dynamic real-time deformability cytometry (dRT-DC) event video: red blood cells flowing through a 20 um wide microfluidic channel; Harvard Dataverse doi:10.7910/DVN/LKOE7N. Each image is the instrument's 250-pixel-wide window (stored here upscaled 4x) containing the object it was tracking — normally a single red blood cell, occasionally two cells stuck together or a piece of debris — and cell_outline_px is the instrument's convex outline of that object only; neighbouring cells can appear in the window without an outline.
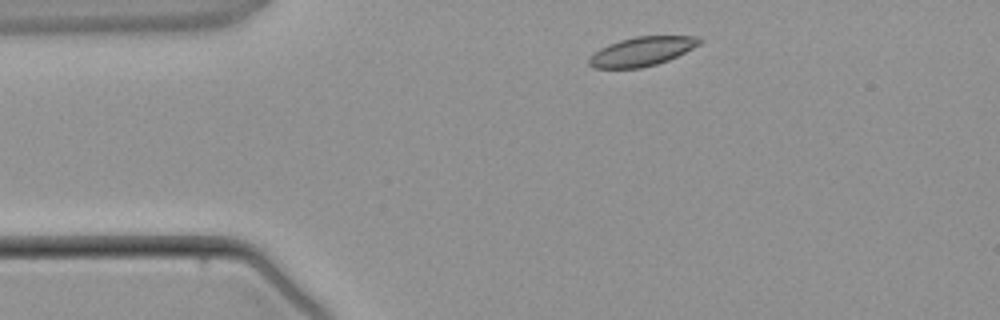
{"species": "common noctule bat (a hibernating species)", "species_latin": "Nyctalus noctula", "temperature_condition": "warm", "stored_images_in_passage": 2, "camera_frame_rate_fps": 3000, "um_per_image_px": 0.085, "animal": {"sex": "male", "body_mass_g": 21.5, "forearm_length_mm": 52.0}, "frame": {"image": 1, "passage_image": 1, "time_ms": 0.0, "image_size_px": [1000, 320], "cell_outline_px": [[704, 40], [700, 44], [668, 60], [656, 64], [640, 68], [592, 68], [588, 64], [588, 60], [600, 48], [608, 44], [620, 40], [636, 36], [700, 36]], "centroid_in_image_um": [54.57, 4.36], "position_along_channel_um": 30.4, "area_um2": 18.61}}